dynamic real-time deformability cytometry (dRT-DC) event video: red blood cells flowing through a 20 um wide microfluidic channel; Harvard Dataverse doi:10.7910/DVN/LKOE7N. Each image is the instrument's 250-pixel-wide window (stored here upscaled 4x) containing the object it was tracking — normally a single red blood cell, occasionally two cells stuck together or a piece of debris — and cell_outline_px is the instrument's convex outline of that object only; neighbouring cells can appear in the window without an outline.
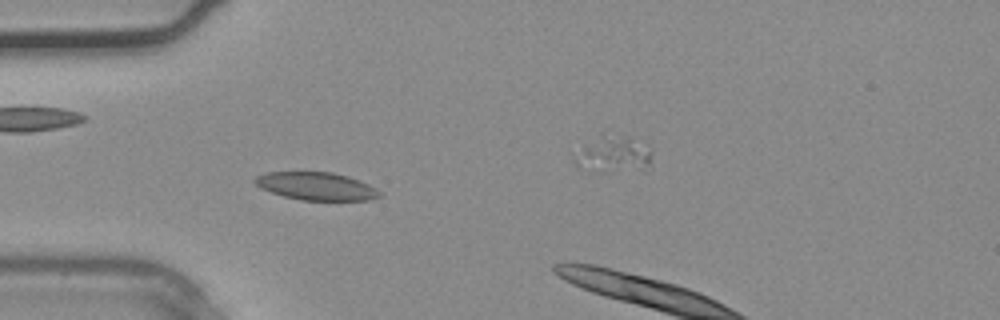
{"species": "common noctule bat (a hibernating species)", "species_latin": "Nyctalus noctula", "temperature_condition": "warm", "stored_images_in_passage": 5, "camera_frame_rate_fps": 3000, "um_per_image_px": 0.085, "animal": {"sex": "male", "body_mass_g": 20.4}, "frame": {"image": 1, "passage_image": 4, "time_ms": 1.0, "image_size_px": [1000, 320], "cell_outline_px": [[380, 196], [368, 200], [304, 200], [284, 196], [260, 188], [252, 180], [256, 176], [264, 172], [332, 172], [348, 176], [360, 180], [368, 184], [380, 192]], "centroid_in_image_um": [26.85, 15.81], "position_along_channel_um": 58.1, "area_um2": 20.11}}